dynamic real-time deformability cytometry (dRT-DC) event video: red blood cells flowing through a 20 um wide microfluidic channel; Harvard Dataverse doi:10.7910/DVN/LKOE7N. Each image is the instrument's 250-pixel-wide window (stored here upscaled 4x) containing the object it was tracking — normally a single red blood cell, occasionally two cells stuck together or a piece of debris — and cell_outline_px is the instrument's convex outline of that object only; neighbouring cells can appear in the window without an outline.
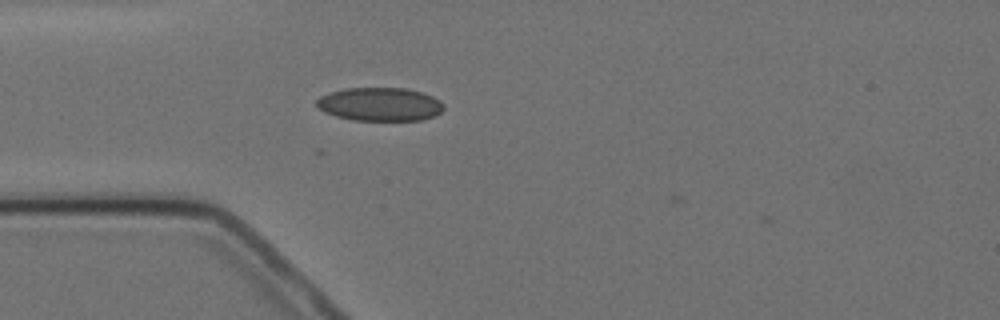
{"species": "Egyptian fruit bat (a non-hibernating species)", "species_latin": "Rousettus aegyptiacus", "temperature_condition": "cold", "stored_images_in_passage": 4, "camera_frame_rate_fps": 3000, "um_per_image_px": 0.085, "animal": {"sex": "female"}, "frame": {"image": 1, "passage_image": 4, "time_ms": 4.333, "image_size_px": [1000, 320], "cell_outline_px": [[444, 108], [436, 116], [420, 120], [352, 120], [336, 116], [324, 112], [316, 104], [316, 100], [320, 96], [328, 92], [344, 88], [404, 88], [420, 92], [432, 96], [440, 100], [444, 104]], "centroid_in_image_um": [32.29, 8.86], "position_along_channel_um": 52.7, "area_um2": 24.85}}